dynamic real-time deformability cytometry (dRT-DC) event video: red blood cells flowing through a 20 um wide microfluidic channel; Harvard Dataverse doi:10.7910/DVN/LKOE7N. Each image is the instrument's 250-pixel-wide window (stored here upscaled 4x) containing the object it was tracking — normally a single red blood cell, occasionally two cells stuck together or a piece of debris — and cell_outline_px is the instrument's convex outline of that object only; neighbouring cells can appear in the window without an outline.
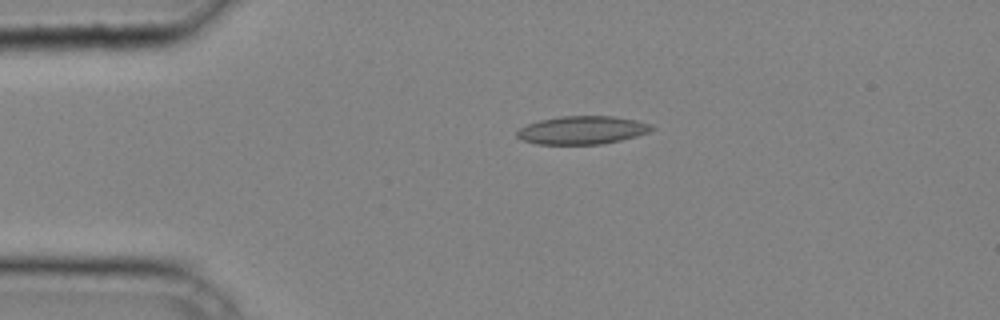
{"species": "common noctule bat (a hibernating species)", "species_latin": "Nyctalus noctula", "temperature_condition": "cold", "stored_images_in_passage": 31, "camera_frame_rate_fps": 3000, "um_per_image_px": 0.085, "animal": {"sex": "male", "body_mass_g": 20.4}, "frame": {"image": 1, "passage_image": 1, "time_ms": 0.0, "image_size_px": [1000, 320], "cell_outline_px": [[656, 128], [648, 132], [636, 136], [604, 144], [536, 144], [520, 140], [516, 136], [516, 132], [520, 128], [528, 124], [540, 120], [560, 116], [612, 116], [636, 120], [652, 124]], "centroid_in_image_um": [49.48, 11.06], "position_along_channel_um": 35.5, "area_um2": 22.2}}
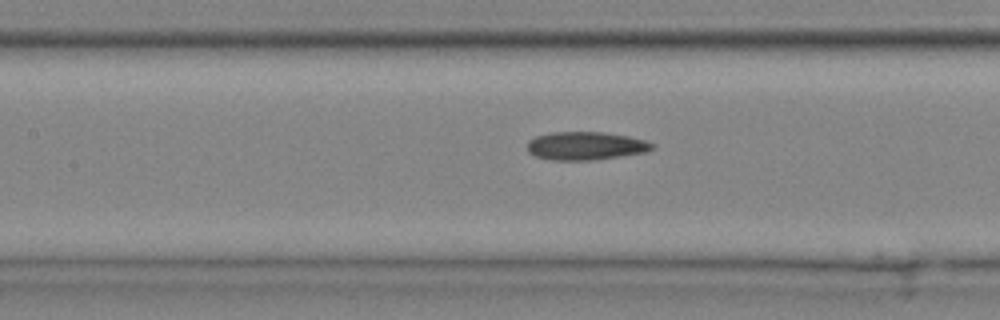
{"frame": {"image": 2, "passage_image": 11, "time_ms": 3.333, "image_size_px": [1000, 320], "cell_outline_px": [[656, 148], [648, 152], [592, 160], [552, 160], [536, 156], [528, 152], [528, 140], [536, 136], [552, 132], [604, 132], [628, 136], [644, 140], [656, 144]], "centroid_in_image_um": [49.82, 12.39], "position_along_channel_um": 157.6, "area_um2": 20.63}}
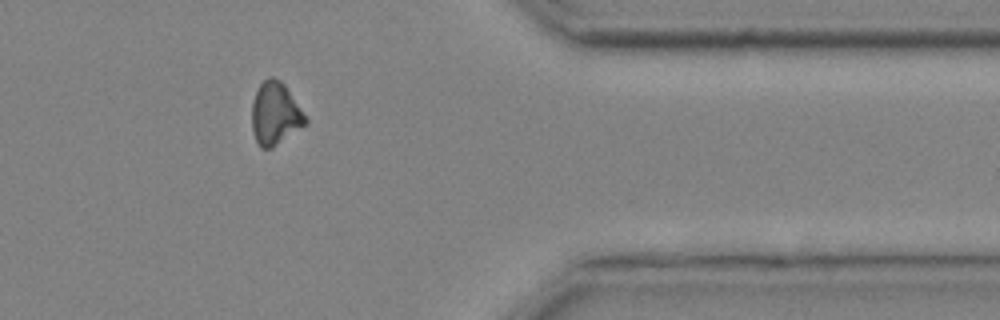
{"frame": {"image": 3, "passage_image": 27, "time_ms": 8.667, "image_size_px": [1000, 320], "cell_outline_px": [[308, 124], [272, 148], [260, 148], [252, 132], [252, 104], [256, 92], [260, 84], [268, 76], [272, 76], [280, 80], [284, 84], [308, 116]], "centroid_in_image_um": [23.43, 9.67], "position_along_channel_um": 388.0, "area_um2": 19.88}}